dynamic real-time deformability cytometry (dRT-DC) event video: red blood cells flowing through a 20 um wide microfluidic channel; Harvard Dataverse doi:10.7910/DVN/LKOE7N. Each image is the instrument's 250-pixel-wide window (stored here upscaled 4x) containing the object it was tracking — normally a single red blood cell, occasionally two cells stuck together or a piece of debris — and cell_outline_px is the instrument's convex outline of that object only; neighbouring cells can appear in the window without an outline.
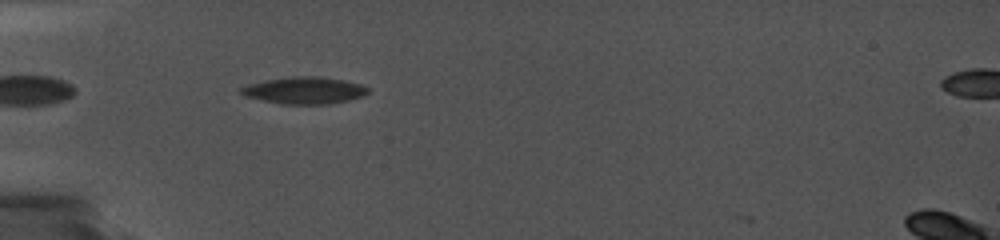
{"species": "common noctule bat (a hibernating species)", "species_latin": "Nyctalus noctula", "temperature_condition": "cold", "stored_images_in_passage": 25, "camera_frame_rate_fps": 5000, "um_per_image_px": 0.085, "animal": {"sex": "female", "body_mass_g": 19.0, "forearm_length_mm": 56.7}, "frame": {"image": 1, "passage_image": 1, "time_ms": 0.0, "image_size_px": [1000, 240], "cell_outline_px": [[368, 92], [364, 96], [348, 100], [328, 104], [280, 104], [244, 96], [240, 92], [240, 88], [248, 84], [264, 80], [292, 76], [320, 76], [344, 80], [360, 84], [368, 88]], "centroid_in_image_um": [25.86, 7.68], "position_along_channel_um": 59.1, "area_um2": 20.0}}
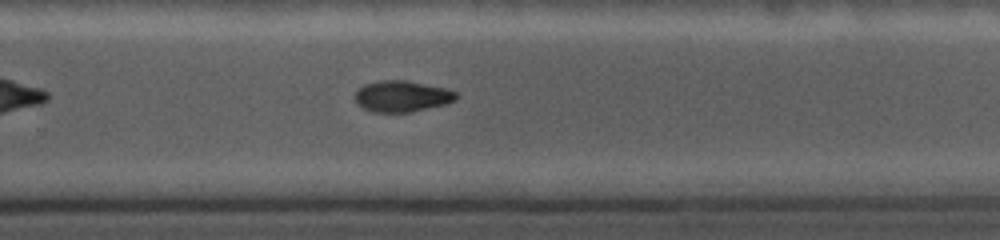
{"frame": {"image": 2, "passage_image": 16, "time_ms": 6.6, "image_size_px": [1000, 240], "cell_outline_px": [[460, 96], [456, 100], [444, 104], [408, 112], [376, 112], [364, 108], [356, 104], [352, 100], [356, 92], [364, 84], [380, 80], [404, 80], [448, 88], [460, 92]], "centroid_in_image_um": [34.18, 8.17], "position_along_channel_um": 295.6, "area_um2": 18.55}}
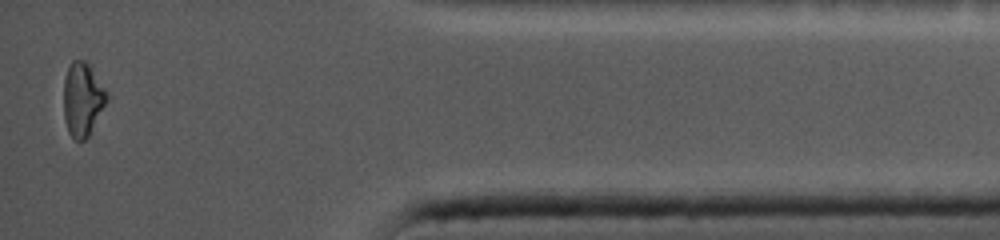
{"frame": {"image": 3, "passage_image": 25, "time_ms": 10.8, "image_size_px": [1000, 240], "cell_outline_px": [[108, 96], [88, 136], [84, 140], [76, 140], [68, 132], [64, 120], [64, 76], [72, 60], [84, 60], [88, 64]], "centroid_in_image_um": [6.96, 8.44], "position_along_channel_um": 428.2, "area_um2": 17.86}, "authors_computed_cell_mechanics": {"area_um2": 19.1896, "velocity_mm_per_s": 3.7368, "shape_relaxation_time_tau1_ms": null, "shape_relaxation_time_tau2_ms": 1.4916, "deformation_change_tau1": null, "deformation_change_tau2": 0.0368}}